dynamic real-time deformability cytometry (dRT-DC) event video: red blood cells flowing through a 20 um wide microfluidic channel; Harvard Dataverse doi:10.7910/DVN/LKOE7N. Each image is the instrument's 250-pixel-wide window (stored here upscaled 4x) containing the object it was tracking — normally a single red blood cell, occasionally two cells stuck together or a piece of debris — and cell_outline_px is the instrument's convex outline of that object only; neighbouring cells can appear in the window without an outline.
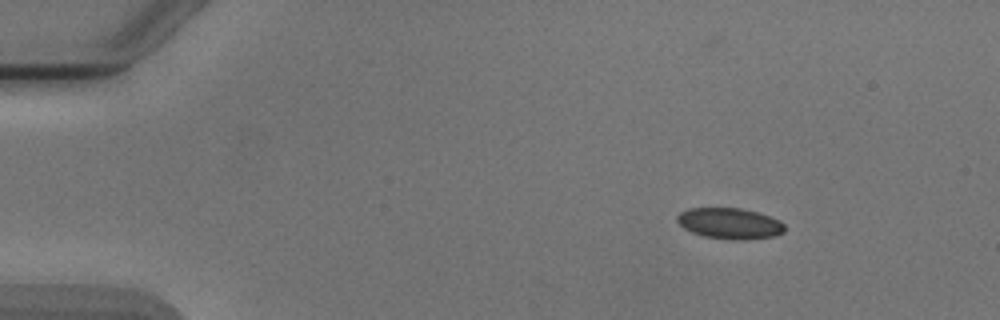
{"species": "Egyptian fruit bat (a non-hibernating species)", "species_latin": "Rousettus aegyptiacus", "temperature_condition": "cold", "stored_images_in_passage": 53, "camera_frame_rate_fps": 3000, "um_per_image_px": 0.085, "animal": {"sex": "male"}, "frame": {"image": 1, "passage_image": 7, "time_ms": 2.0, "image_size_px": [1000, 320], "cell_outline_px": [[784, 232], [776, 236], [744, 240], [740, 240], [704, 236], [692, 232], [684, 228], [676, 220], [676, 216], [680, 212], [688, 208], [740, 208], [756, 212], [780, 220], [784, 224]], "centroid_in_image_um": [62.03, 18.99], "position_along_channel_um": 23.0, "area_um2": 19.31}}
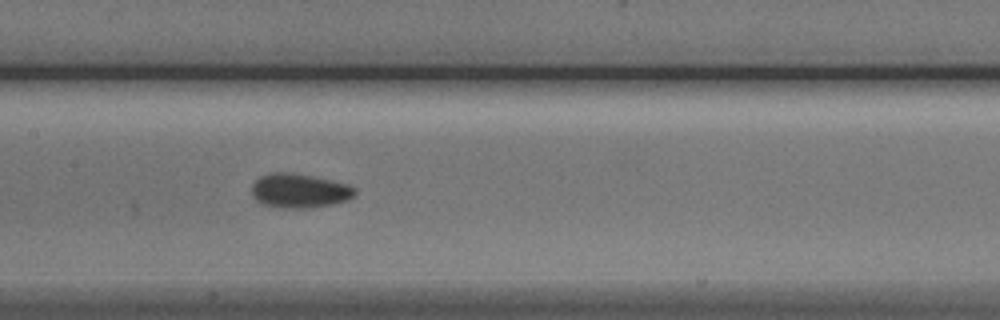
{"frame": {"image": 2, "passage_image": 26, "time_ms": 8.333, "image_size_px": [1000, 320], "cell_outline_px": [[356, 196], [348, 200], [332, 204], [304, 208], [272, 208], [256, 200], [252, 196], [252, 184], [260, 176], [268, 172], [292, 172], [332, 180], [348, 184], [356, 188]], "centroid_in_image_um": [25.44, 16.21], "position_along_channel_um": 182.0, "area_um2": 20.92}}
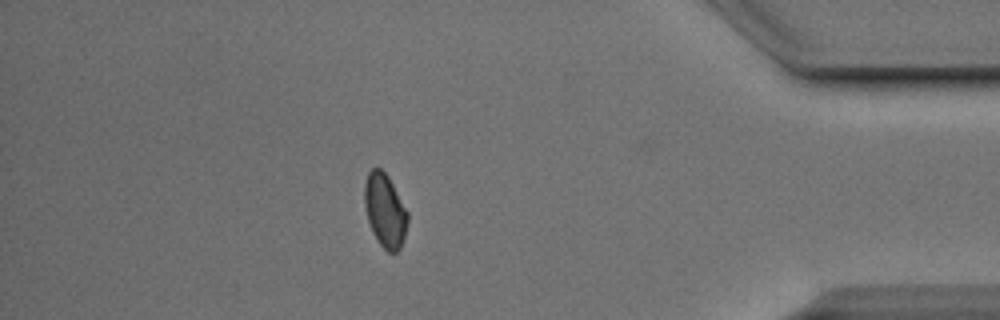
{"frame": {"image": 3, "passage_image": 46, "time_ms": 15.0, "image_size_px": [1000, 320], "cell_outline_px": [[408, 220], [404, 236], [400, 248], [396, 252], [388, 252], [380, 244], [372, 232], [368, 220], [364, 204], [364, 184], [368, 172], [372, 168], [380, 168], [388, 176], [408, 212]], "centroid_in_image_um": [32.71, 17.88], "position_along_channel_um": 402.5, "area_um2": 18.38}, "authors_computed_cell_mechanics": {"area_um2": 19.363, "velocity_mm_per_s": 3.8856, "shape_relaxation_time_tau1_ms": 4.1963, "shape_relaxation_time_tau2_ms": 2.5669, "deformation_change_tau1": 0.0668, "deformation_change_tau2": 0.0652}}